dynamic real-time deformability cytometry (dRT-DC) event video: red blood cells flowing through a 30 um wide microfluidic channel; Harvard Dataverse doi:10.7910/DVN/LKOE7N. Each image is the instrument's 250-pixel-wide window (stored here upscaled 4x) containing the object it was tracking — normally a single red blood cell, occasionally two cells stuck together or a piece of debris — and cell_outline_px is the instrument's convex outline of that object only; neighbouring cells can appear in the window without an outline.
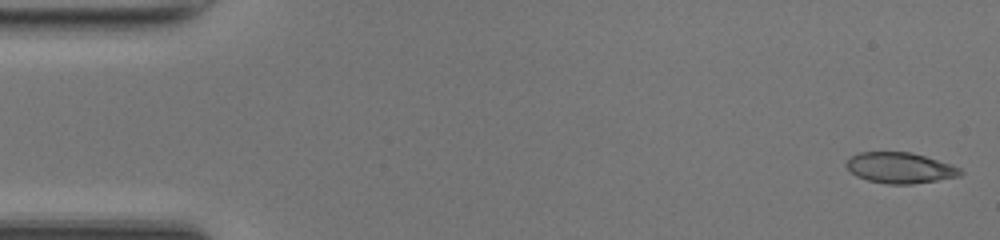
{"species": "common noctule bat (a hibernating species)", "species_latin": "Nyctalus noctula", "temperature_condition": "room temperature", "stored_images_in_passage": 48, "camera_frame_rate_fps": 3000, "um_per_image_px": 0.085, "animal": {"sex": "female", "body_mass_g": 17.0, "forearm_length_mm": 48.0}, "frame": {"image": 1, "passage_image": 1, "time_ms": 0.0, "image_size_px": [1000, 240], "cell_outline_px": [[964, 172], [960, 176], [912, 184], [888, 184], [868, 180], [856, 176], [844, 164], [852, 156], [860, 152], [912, 152], [960, 168]], "centroid_in_image_um": [76.48, 14.27], "position_along_channel_um": 8.5, "area_um2": 20.17}}
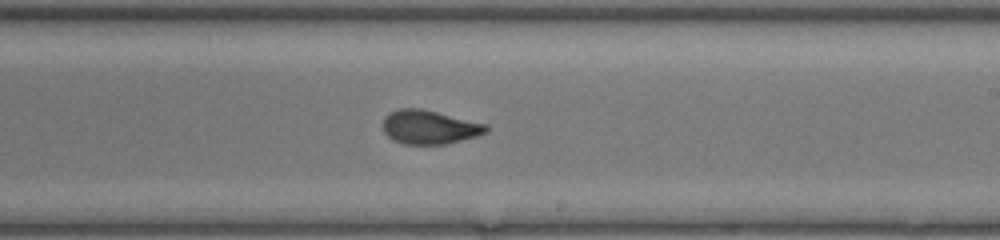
{"frame": {"image": 2, "passage_image": 28, "time_ms": 9.0, "image_size_px": [1000, 240], "cell_outline_px": [[488, 132], [476, 136], [444, 144], [404, 144], [392, 140], [384, 132], [384, 116], [388, 112], [400, 108], [420, 108], [488, 124]], "centroid_in_image_um": [36.49, 10.8], "position_along_channel_um": 252.5, "area_um2": 20.35}}
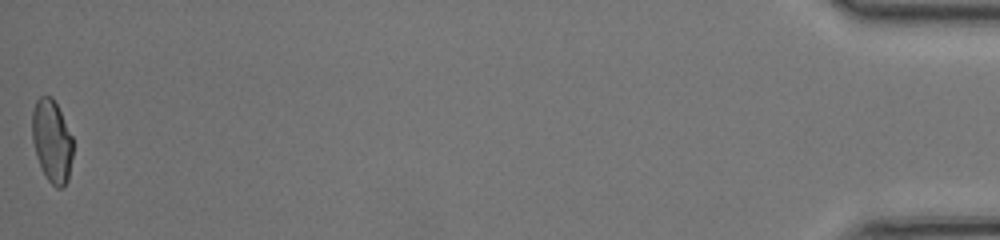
{"frame": {"image": 3, "passage_image": 48, "time_ms": 15.667, "image_size_px": [1000, 240], "cell_outline_px": [[72, 156], [68, 180], [60, 188], [56, 188], [48, 180], [36, 156], [32, 140], [32, 112], [36, 100], [40, 96], [52, 96], [72, 136]], "centroid_in_image_um": [4.4, 11.98], "position_along_channel_um": 430.8, "area_um2": 19.42}, "authors_computed_cell_mechanics": {"area_um2": 20.3456, "velocity_mm_per_s": 4.2847, "shape_relaxation_time_tau1_ms": 5.4321, "shape_relaxation_time_tau2_ms": 0.8457, "deformation_change_tau1": 0.1848, "deformation_change_tau2": 0.0533}}